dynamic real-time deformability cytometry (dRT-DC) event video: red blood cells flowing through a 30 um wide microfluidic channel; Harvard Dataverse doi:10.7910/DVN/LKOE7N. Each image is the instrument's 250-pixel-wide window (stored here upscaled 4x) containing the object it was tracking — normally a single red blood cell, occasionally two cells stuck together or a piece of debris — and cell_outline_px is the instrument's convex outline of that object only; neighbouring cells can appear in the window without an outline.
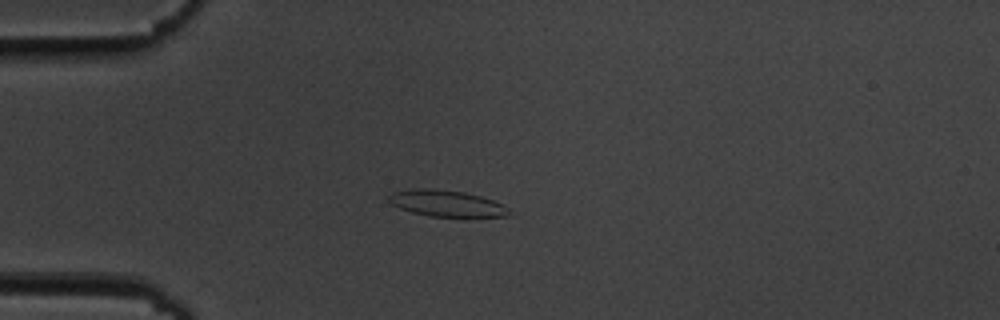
{"species": "common noctule bat (a hibernating species)", "species_latin": "Nyctalus noctula", "temperature_condition": "cold", "stored_images_in_passage": 44, "camera_frame_rate_fps": 3000, "um_per_image_px": 0.085, "animal": {"sex": "male", "body_mass_g": 19.5, "forearm_length_mm": 54.6}, "frame": {"image": 1, "passage_image": 3, "time_ms": 0.667, "image_size_px": [1000, 320], "cell_outline_px": [[508, 216], [468, 220], [428, 216], [412, 212], [400, 208], [392, 204], [388, 200], [388, 196], [392, 192], [420, 188], [432, 188], [464, 192], [480, 196], [504, 204], [508, 208]], "centroid_in_image_um": [38.04, 17.35], "position_along_channel_um": 47.0, "area_um2": 19.36}}
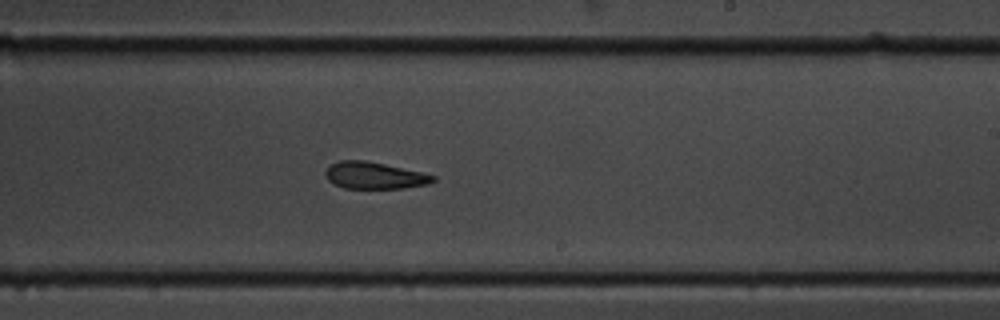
{"frame": {"image": 2, "passage_image": 22, "time_ms": 7.0, "image_size_px": [1000, 320], "cell_outline_px": [[436, 180], [428, 184], [404, 188], [344, 188], [328, 180], [324, 176], [324, 172], [332, 164], [340, 160], [364, 160], [424, 172], [436, 176]], "centroid_in_image_um": [31.85, 14.91], "position_along_channel_um": 257.1, "area_um2": 16.82}}
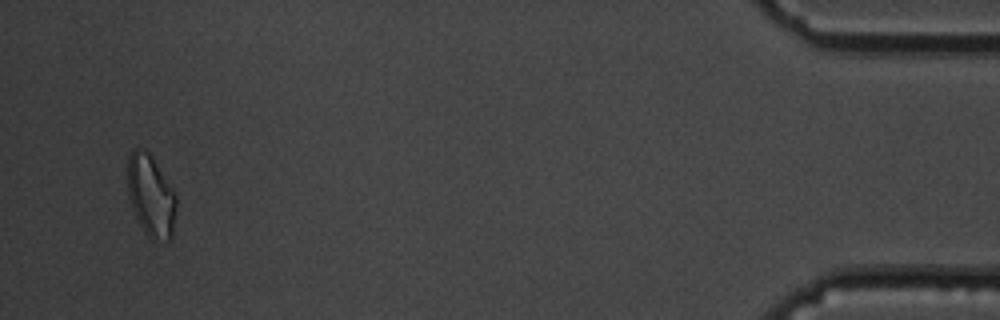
{"frame": {"image": 3, "passage_image": 42, "time_ms": 13.667, "image_size_px": [1000, 320], "cell_outline_px": [[176, 212], [172, 236], [168, 240], [152, 240], [144, 232], [132, 208], [128, 196], [128, 156], [136, 148], [140, 148], [148, 152], [152, 156], [176, 192]], "centroid_in_image_um": [12.85, 16.65], "position_along_channel_um": 422.4, "area_um2": 23.29}, "authors_computed_cell_mechanics": {"area_um2": 18.207, "velocity_mm_per_s": 3.6043, "shape_relaxation_time_tau1_ms": 4.4319, "shape_relaxation_time_tau2_ms": 6.7893, "deformation_change_tau1": 0.1204, "deformation_change_tau2": 0.1283}}